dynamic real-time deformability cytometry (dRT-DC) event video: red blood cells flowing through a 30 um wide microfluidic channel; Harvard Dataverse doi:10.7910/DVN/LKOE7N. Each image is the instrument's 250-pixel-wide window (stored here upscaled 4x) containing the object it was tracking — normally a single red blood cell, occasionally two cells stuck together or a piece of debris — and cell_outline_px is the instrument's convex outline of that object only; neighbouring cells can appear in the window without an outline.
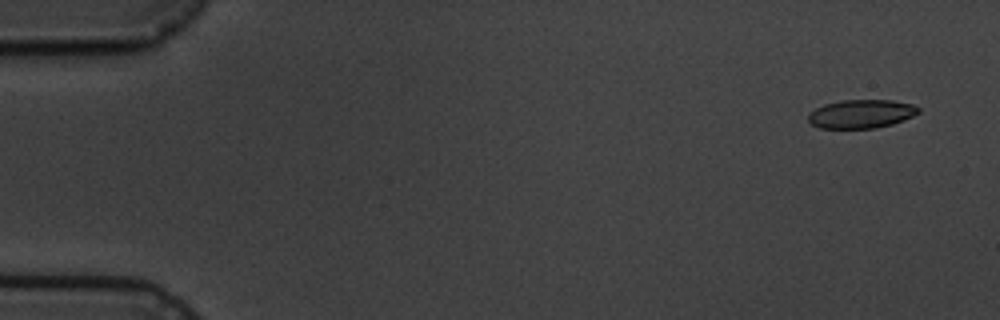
{"species": "common noctule bat (a hibernating species)", "species_latin": "Nyctalus noctula", "temperature_condition": "cold", "stored_images_in_passage": 5, "camera_frame_rate_fps": 3000, "um_per_image_px": 0.085, "animal": {"sex": "male", "body_mass_g": 19.5, "forearm_length_mm": 54.6}, "frame": {"image": 1, "passage_image": 1, "time_ms": 0.0, "image_size_px": [1000, 320], "cell_outline_px": [[920, 112], [904, 120], [892, 124], [876, 128], [820, 128], [812, 124], [808, 120], [808, 116], [816, 108], [824, 104], [840, 100], [892, 100], [912, 104], [920, 108]], "centroid_in_image_um": [73.23, 9.68], "position_along_channel_um": 11.8, "area_um2": 18.32}}
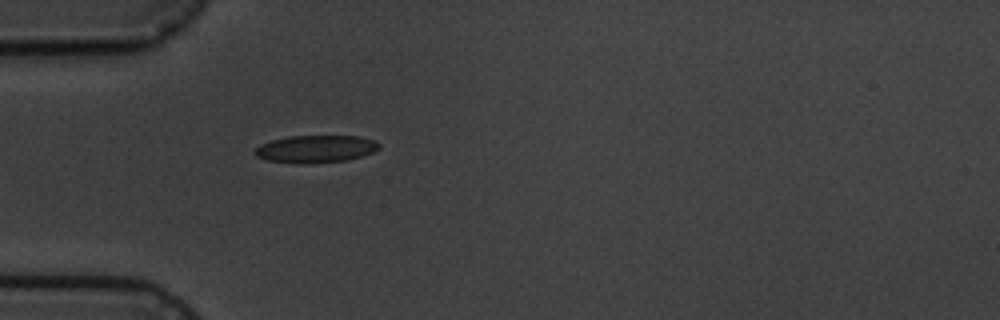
{"frame": {"image": 2, "passage_image": 5, "time_ms": 4.667, "image_size_px": [1000, 320], "cell_outline_px": [[380, 148], [372, 152], [360, 156], [344, 160], [300, 164], [264, 160], [256, 156], [252, 152], [260, 144], [272, 140], [288, 136], [360, 136], [372, 140], [380, 144]], "centroid_in_image_um": [26.77, 12.66], "position_along_channel_um": 58.2, "area_um2": 19.77}}